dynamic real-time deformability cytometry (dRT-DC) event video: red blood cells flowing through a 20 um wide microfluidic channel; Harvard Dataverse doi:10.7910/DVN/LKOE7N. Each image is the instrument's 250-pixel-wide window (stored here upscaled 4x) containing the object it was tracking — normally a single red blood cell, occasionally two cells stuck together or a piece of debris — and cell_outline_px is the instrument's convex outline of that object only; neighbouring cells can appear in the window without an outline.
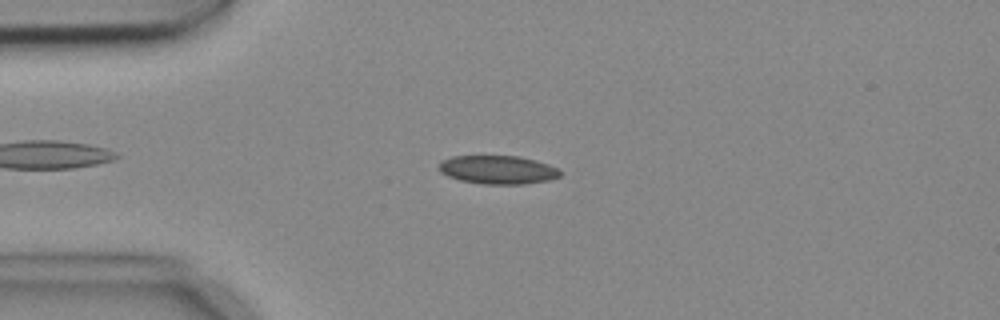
{"species": "common noctule bat (a hibernating species)", "species_latin": "Nyctalus noctula", "temperature_condition": "cold", "stored_images_in_passage": 6, "camera_frame_rate_fps": 3000, "um_per_image_px": 0.085, "animal": {"sex": "female", "body_mass_g": 18.4}, "frame": {"image": 1, "passage_image": 2, "time_ms": 0.333, "image_size_px": [1000, 320], "cell_outline_px": [[560, 176], [548, 180], [524, 184], [484, 184], [460, 180], [448, 176], [440, 172], [440, 160], [452, 156], [520, 156], [536, 160], [560, 168]], "centroid_in_image_um": [42.33, 14.42], "position_along_channel_um": 42.7, "area_um2": 20.17}}
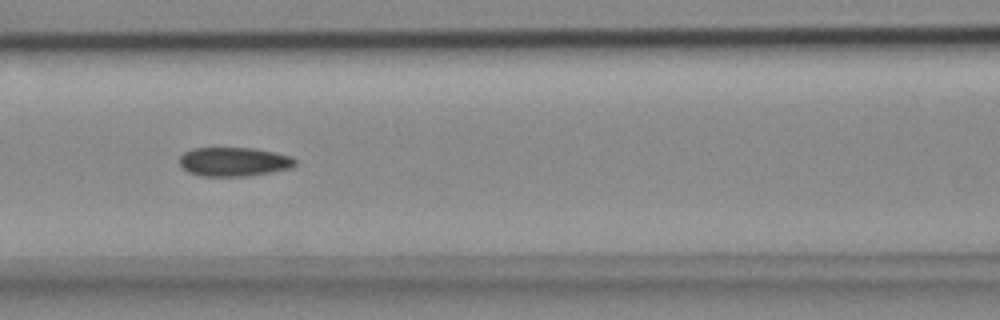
{"frame": {"image": 2, "passage_image": 5, "time_ms": 1.333, "image_size_px": [1000, 320], "cell_outline_px": [[296, 164], [292, 168], [244, 176], [200, 176], [188, 172], [180, 164], [180, 156], [184, 152], [192, 148], [252, 148], [292, 156], [296, 160]], "centroid_in_image_um": [19.87, 13.74], "position_along_channel_um": 146.7, "area_um2": 19.42}}
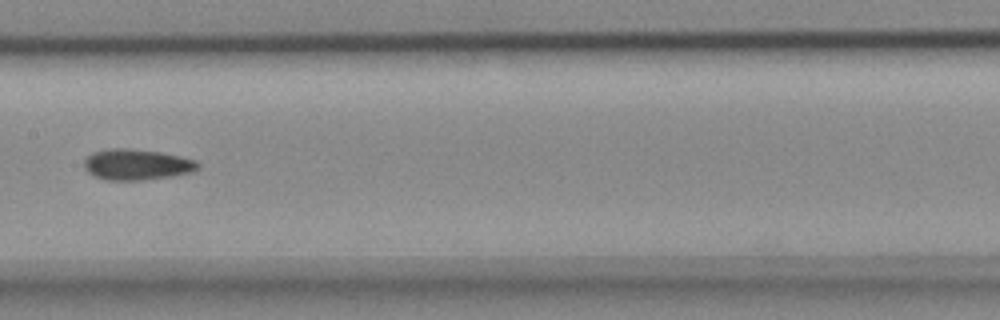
{"frame": {"image": 3, "passage_image": 6, "time_ms": 1.667, "image_size_px": [1000, 320], "cell_outline_px": [[200, 168], [192, 172], [144, 180], [104, 180], [88, 172], [84, 168], [84, 160], [92, 152], [108, 148], [128, 148], [160, 152], [180, 156], [196, 160], [200, 164]], "centroid_in_image_um": [11.62, 13.98], "position_along_channel_um": 195.8, "area_um2": 20.52}}